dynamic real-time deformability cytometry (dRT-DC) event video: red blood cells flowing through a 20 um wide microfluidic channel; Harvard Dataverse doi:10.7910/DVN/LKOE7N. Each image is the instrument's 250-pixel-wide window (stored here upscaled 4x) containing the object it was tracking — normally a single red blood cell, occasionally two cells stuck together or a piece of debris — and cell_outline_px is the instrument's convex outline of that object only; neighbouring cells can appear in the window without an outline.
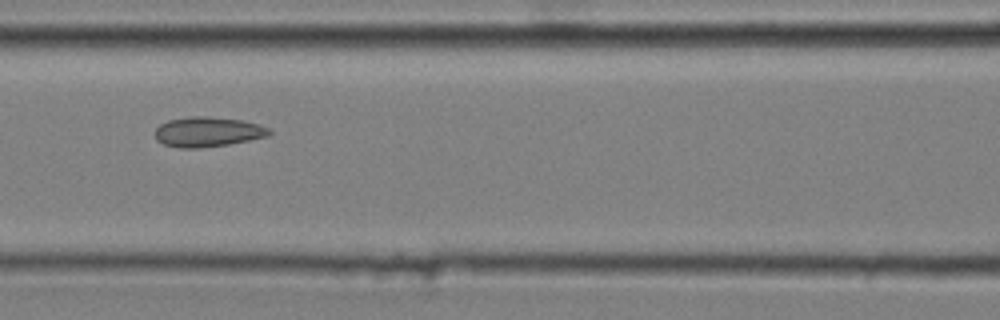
{"species": "common noctule bat (a hibernating species)", "species_latin": "Nyctalus noctula", "temperature_condition": "cold", "stored_images_in_passage": 9, "camera_frame_rate_fps": 3000, "um_per_image_px": 0.085, "animal": {"sex": "male", "body_mass_g": 20.4}, "frame": {"image": 1, "passage_image": 6, "time_ms": 1.667, "image_size_px": [1000, 320], "cell_outline_px": [[272, 132], [268, 136], [228, 144], [196, 148], [180, 148], [164, 144], [156, 140], [156, 128], [160, 124], [168, 120], [192, 116], [208, 116], [244, 120], [260, 124], [268, 128]], "centroid_in_image_um": [17.67, 11.19], "position_along_channel_um": 148.9, "area_um2": 19.88}}
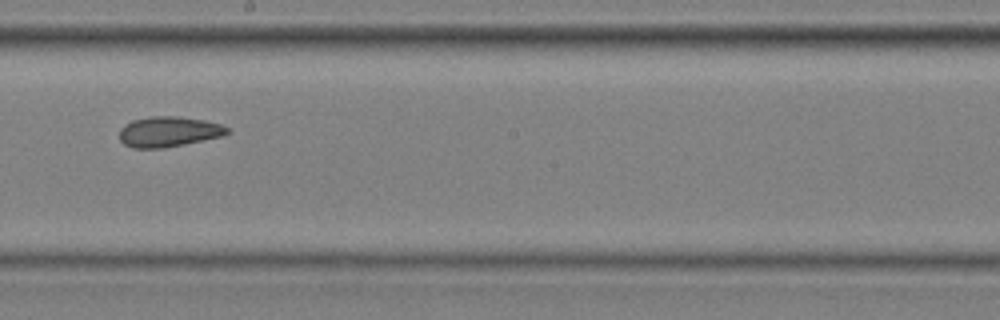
{"frame": {"image": 2, "passage_image": 8, "time_ms": 2.333, "image_size_px": [1000, 320], "cell_outline_px": [[232, 132], [224, 136], [164, 148], [132, 148], [124, 144], [120, 140], [120, 128], [124, 124], [132, 120], [152, 116], [180, 116], [204, 120], [220, 124], [228, 128]], "centroid_in_image_um": [14.35, 11.19], "position_along_channel_um": 233.9, "area_um2": 19.25}}
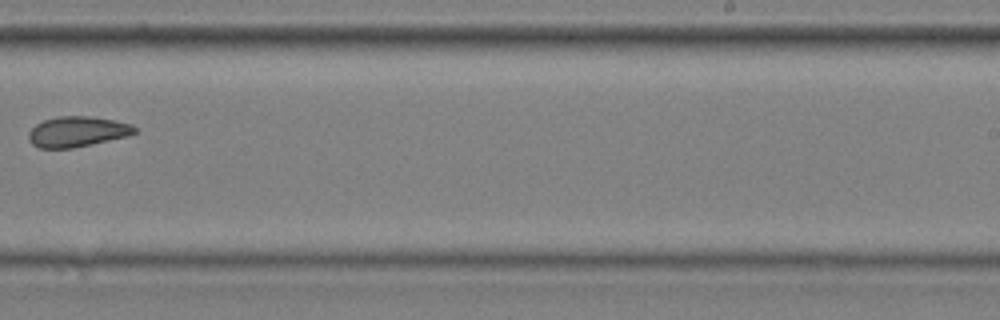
{"frame": {"image": 3, "passage_image": 9, "time_ms": 2.667, "image_size_px": [1000, 320], "cell_outline_px": [[136, 132], [128, 136], [72, 148], [40, 148], [32, 144], [28, 140], [28, 132], [36, 124], [44, 120], [60, 116], [88, 116], [112, 120], [132, 124], [136, 128]], "centroid_in_image_um": [6.54, 11.19], "position_along_channel_um": 282.5, "area_um2": 18.67}}